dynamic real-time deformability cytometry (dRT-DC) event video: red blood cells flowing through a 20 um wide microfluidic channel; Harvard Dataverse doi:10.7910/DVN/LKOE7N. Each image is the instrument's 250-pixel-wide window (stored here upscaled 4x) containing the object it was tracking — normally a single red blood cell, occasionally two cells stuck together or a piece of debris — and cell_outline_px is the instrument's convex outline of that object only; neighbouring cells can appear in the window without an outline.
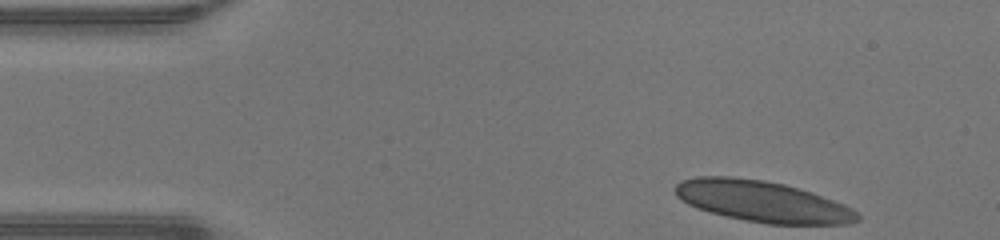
{"species": "human", "species_latin": "Homo sapiens", "temperature_condition": "warm", "stored_images_in_passage": 44, "camera_frame_rate_fps": 3000, "um_per_image_px": 0.085, "donor": {"sex": "male"}, "frame": {"image": 1, "passage_image": 1, "time_ms": 0.0, "image_size_px": [1000, 240], "cell_outline_px": [[860, 220], [848, 224], [768, 224], [744, 220], [696, 208], [688, 204], [676, 196], [676, 184], [680, 180], [696, 176], [732, 176], [764, 180], [784, 184], [812, 192], [844, 204], [852, 208], [860, 216]], "centroid_in_image_um": [64.81, 17.11], "position_along_channel_um": 20.2, "area_um2": 43.64}}
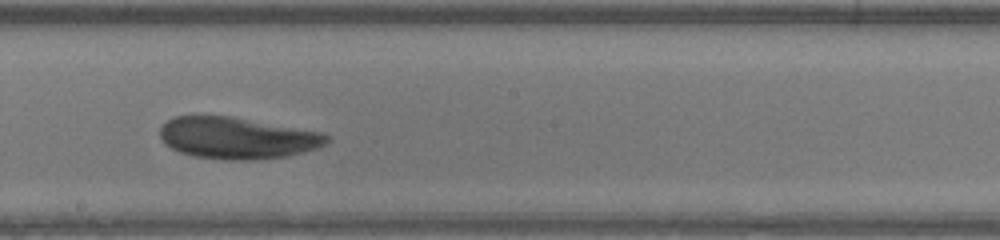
{"frame": {"image": 2, "passage_image": 22, "time_ms": 7.0, "image_size_px": [1000, 240], "cell_outline_px": [[328, 140], [324, 144], [316, 148], [284, 156], [252, 160], [228, 160], [196, 156], [180, 152], [164, 144], [160, 136], [160, 128], [172, 116], [228, 116], [320, 132], [328, 136]], "centroid_in_image_um": [20.09, 11.73], "position_along_channel_um": 228.1, "area_um2": 39.77}}
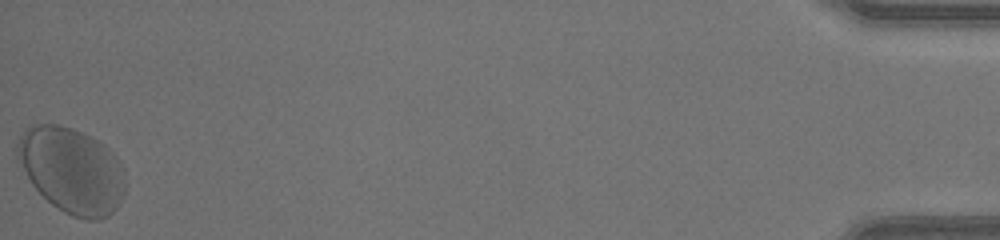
{"frame": {"image": 3, "passage_image": 44, "time_ms": 14.333, "image_size_px": [1000, 240], "cell_outline_px": [[124, 196], [116, 208], [108, 216], [100, 220], [88, 220], [72, 216], [64, 212], [52, 204], [32, 184], [16, 156], [16, 144], [24, 128], [32, 124], [60, 124], [84, 132], [92, 136], [104, 144], [120, 160], [124, 168]], "centroid_in_image_um": [6.11, 14.45], "position_along_channel_um": 429.1, "area_um2": 54.27}, "authors_computed_cell_mechanics": {"area_um2": 42.2807, "velocity_mm_per_s": 4.2152, "shape_relaxation_time_tau1_ms": 7.7018, "shape_relaxation_time_tau2_ms": 1.3587, "deformation_change_tau1": 0.2086, "deformation_change_tau2": 0.0552}}